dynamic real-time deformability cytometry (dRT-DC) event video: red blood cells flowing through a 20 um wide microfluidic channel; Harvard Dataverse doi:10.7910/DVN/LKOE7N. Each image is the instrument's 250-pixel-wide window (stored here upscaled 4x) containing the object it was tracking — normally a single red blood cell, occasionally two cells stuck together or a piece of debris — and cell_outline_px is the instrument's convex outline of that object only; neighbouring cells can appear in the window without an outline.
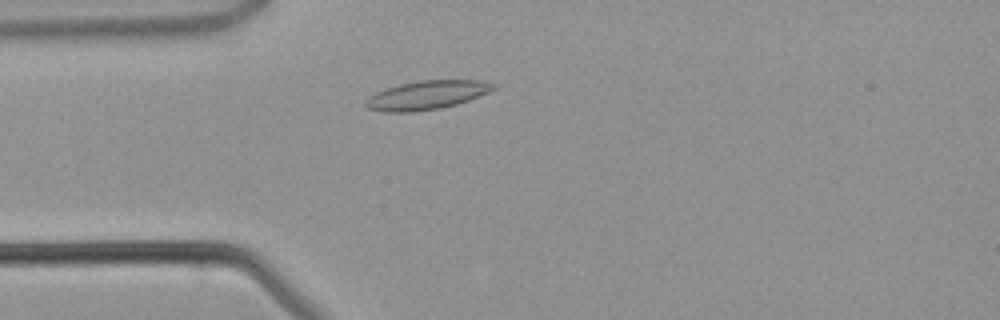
{"species": "common noctule bat (a hibernating species)", "species_latin": "Nyctalus noctula", "temperature_condition": "warm", "stored_images_in_passage": 2, "camera_frame_rate_fps": 3000, "um_per_image_px": 0.085, "animal": {"sex": "male", "body_mass_g": 21.5, "forearm_length_mm": 52.0}, "frame": {"image": 1, "passage_image": 2, "time_ms": 1.0, "image_size_px": [1000, 320], "cell_outline_px": [[496, 88], [488, 92], [468, 100], [456, 104], [440, 108], [412, 112], [384, 112], [368, 108], [364, 104], [364, 100], [368, 96], [376, 92], [400, 84], [420, 80], [480, 80], [496, 84]], "centroid_in_image_um": [36.25, 8.08], "position_along_channel_um": 48.7, "area_um2": 21.33}}